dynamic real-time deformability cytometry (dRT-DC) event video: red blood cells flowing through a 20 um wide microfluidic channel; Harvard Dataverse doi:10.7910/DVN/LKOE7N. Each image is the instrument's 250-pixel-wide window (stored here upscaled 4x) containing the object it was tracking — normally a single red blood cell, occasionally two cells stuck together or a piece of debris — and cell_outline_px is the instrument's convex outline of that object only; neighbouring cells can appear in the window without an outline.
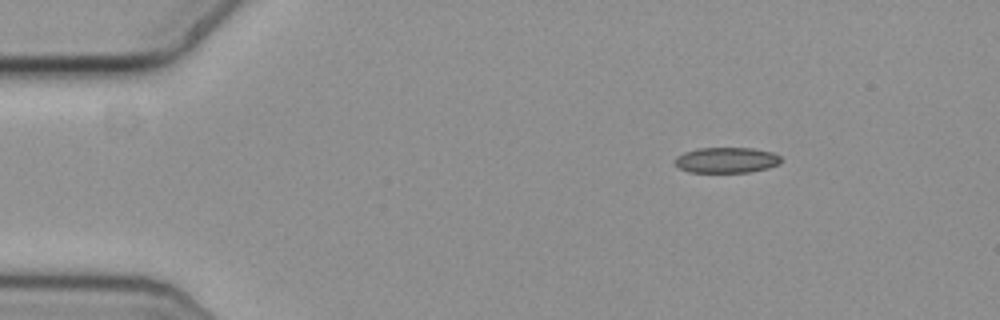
{"species": "common noctule bat (a hibernating species)", "species_latin": "Nyctalus noctula", "temperature_condition": "cold", "stored_images_in_passage": 50, "camera_frame_rate_fps": 3000, "um_per_image_px": 0.085, "animal": {"sex": "female", "body_mass_g": 19.3, "forearm_length_mm": 54.1}, "frame": {"image": 1, "passage_image": 1, "time_ms": 0.0, "image_size_px": [1000, 320], "cell_outline_px": [[784, 160], [780, 164], [768, 168], [752, 172], [688, 172], [680, 168], [672, 160], [676, 156], [684, 152], [696, 148], [752, 148], [772, 152], [780, 156]], "centroid_in_image_um": [61.76, 13.61], "position_along_channel_um": 23.2, "area_um2": 16.07}}
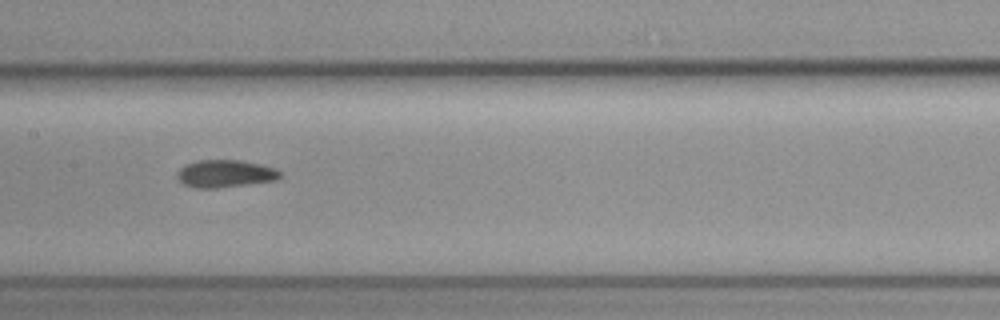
{"frame": {"image": 2, "passage_image": 21, "time_ms": 6.667, "image_size_px": [1000, 320], "cell_outline_px": [[280, 176], [276, 180], [216, 188], [196, 188], [180, 184], [176, 180], [176, 172], [184, 164], [196, 160], [240, 160], [260, 164], [276, 168], [280, 172]], "centroid_in_image_um": [19.05, 14.76], "position_along_channel_um": 188.4, "area_um2": 16.7}}
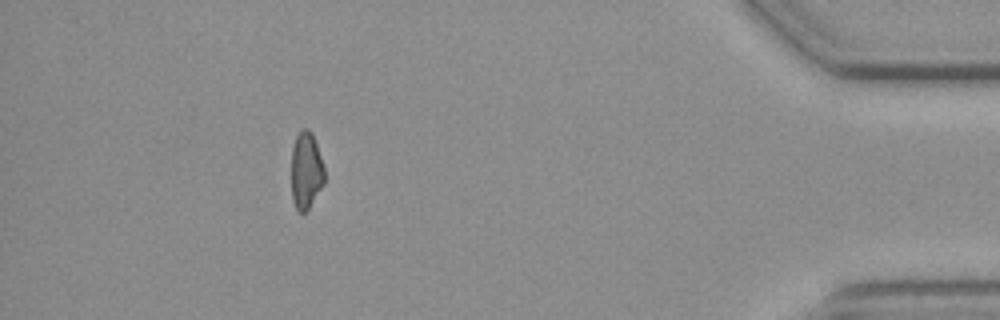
{"frame": {"image": 3, "passage_image": 44, "time_ms": 14.333, "image_size_px": [1000, 320], "cell_outline_px": [[324, 184], [308, 208], [304, 212], [296, 212], [292, 200], [292, 148], [296, 136], [300, 128], [308, 128], [312, 132], [324, 168]], "centroid_in_image_um": [26.0, 14.49], "position_along_channel_um": 409.2, "area_um2": 14.85}, "authors_computed_cell_mechanics": {"area_um2": 16.3574, "velocity_mm_per_s": 3.6613, "shape_relaxation_time_tau1_ms": null, "shape_relaxation_time_tau2_ms": 4.1787, "deformation_change_tau1": null, "deformation_change_tau2": 0.0807}}